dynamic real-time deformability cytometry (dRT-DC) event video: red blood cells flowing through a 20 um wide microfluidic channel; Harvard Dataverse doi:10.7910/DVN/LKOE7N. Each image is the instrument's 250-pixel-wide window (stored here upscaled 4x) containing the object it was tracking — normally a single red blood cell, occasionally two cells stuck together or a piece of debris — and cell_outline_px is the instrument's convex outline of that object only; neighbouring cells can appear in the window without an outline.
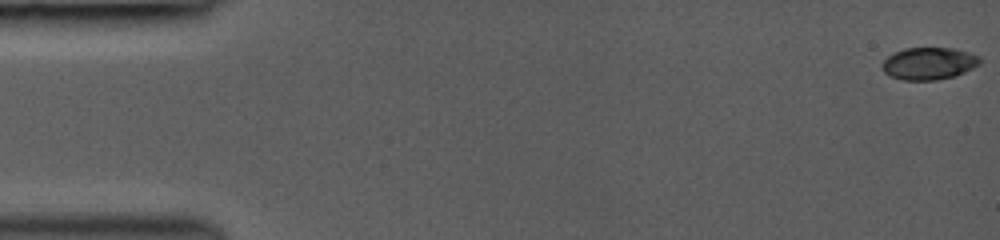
{"species": "common noctule bat (a hibernating species)", "species_latin": "Nyctalus noctula", "temperature_condition": "room temperature", "stored_images_in_passage": 7, "camera_frame_rate_fps": 3000, "um_per_image_px": 0.085, "animal": {"sex": "female", "body_mass_g": 19.0, "forearm_length_mm": 53.3}, "frame": {"image": 1, "passage_image": 1, "time_ms": 0.0, "image_size_px": [1000, 240], "cell_outline_px": [[980, 64], [956, 76], [936, 80], [904, 80], [892, 76], [884, 72], [880, 64], [892, 52], [904, 48], [952, 48], [968, 52], [980, 56]], "centroid_in_image_um": [78.94, 5.39], "position_along_channel_um": 6.1, "area_um2": 18.44}}
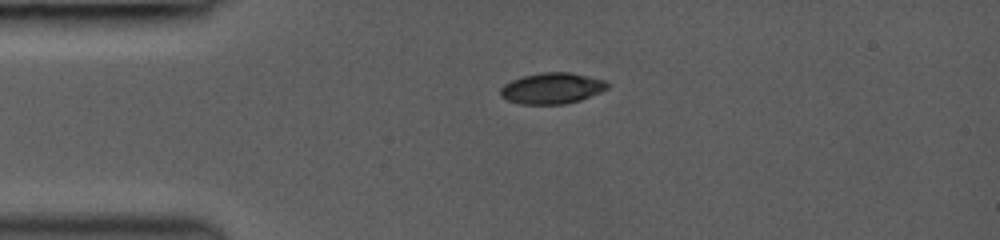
{"frame": {"image": 2, "passage_image": 6, "time_ms": 3.667, "image_size_px": [1000, 240], "cell_outline_px": [[608, 88], [600, 92], [580, 100], [564, 104], [520, 104], [508, 100], [500, 96], [500, 88], [504, 84], [512, 80], [524, 76], [544, 72], [568, 72], [604, 80], [608, 84]], "centroid_in_image_um": [46.89, 7.51], "position_along_channel_um": 38.1, "area_um2": 19.13}}